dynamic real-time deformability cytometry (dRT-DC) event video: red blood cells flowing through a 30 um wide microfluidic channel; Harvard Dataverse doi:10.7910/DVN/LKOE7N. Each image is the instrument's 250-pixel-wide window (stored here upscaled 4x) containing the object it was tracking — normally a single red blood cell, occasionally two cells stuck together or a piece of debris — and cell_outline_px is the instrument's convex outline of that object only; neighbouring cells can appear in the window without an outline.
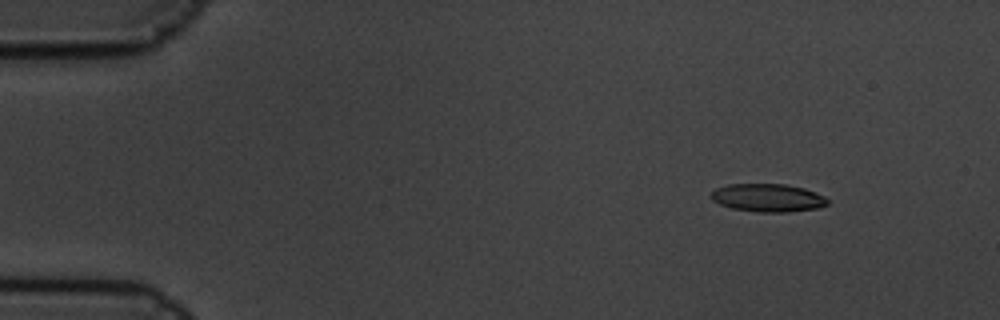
{"species": "common noctule bat (a hibernating species)", "species_latin": "Nyctalus noctula", "temperature_condition": "cold", "stored_images_in_passage": 6, "camera_frame_rate_fps": 3000, "um_per_image_px": 0.085, "animal": {"sex": "male", "body_mass_g": 19.5, "forearm_length_mm": 54.6}, "frame": {"image": 1, "passage_image": 3, "time_ms": 0.667, "image_size_px": [1000, 320], "cell_outline_px": [[828, 204], [820, 208], [788, 212], [760, 212], [732, 208], [720, 204], [712, 200], [712, 192], [716, 188], [728, 184], [784, 184], [804, 188], [816, 192], [824, 196], [828, 200]], "centroid_in_image_um": [65.3, 16.81], "position_along_channel_um": 19.7, "area_um2": 19.02}}
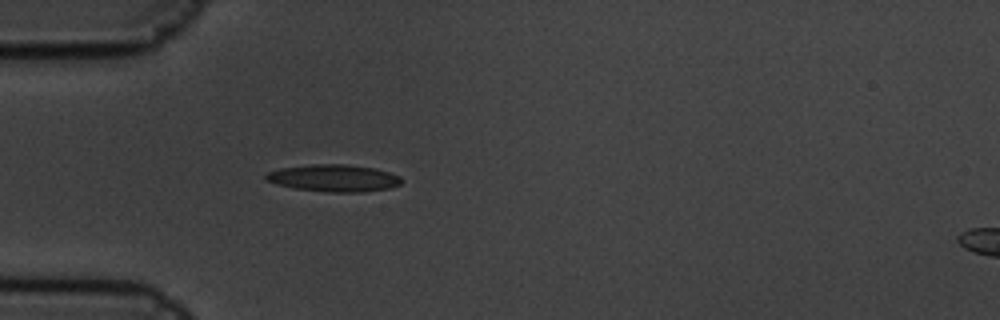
{"frame": {"image": 2, "passage_image": 6, "time_ms": 1.667, "image_size_px": [1000, 320], "cell_outline_px": [[404, 180], [400, 184], [392, 188], [364, 192], [328, 192], [292, 188], [276, 184], [264, 180], [264, 176], [268, 172], [280, 168], [312, 164], [344, 164], [372, 168], [388, 172], [400, 176]], "centroid_in_image_um": [28.36, 15.15], "position_along_channel_um": 56.6, "area_um2": 21.56}}